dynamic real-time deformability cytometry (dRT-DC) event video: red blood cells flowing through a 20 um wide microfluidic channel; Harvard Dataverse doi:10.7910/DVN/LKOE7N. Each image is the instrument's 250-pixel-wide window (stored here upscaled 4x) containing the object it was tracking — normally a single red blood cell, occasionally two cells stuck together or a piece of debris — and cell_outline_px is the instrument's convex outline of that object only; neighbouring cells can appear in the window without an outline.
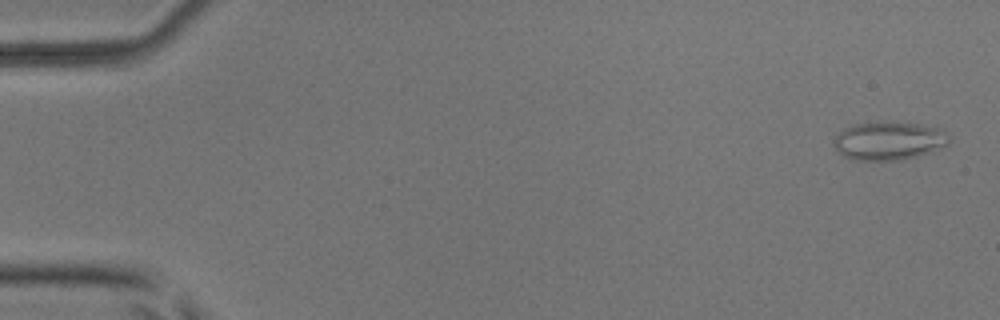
{"species": "common noctule bat (a hibernating species)", "species_latin": "Nyctalus noctula", "temperature_condition": "room temperature", "stored_images_in_passage": 53, "camera_frame_rate_fps": 3000, "um_per_image_px": 0.085, "animal": {"sex": "male", "body_mass_g": 17.9, "forearm_length_mm": 54.2}, "frame": {"image": 1, "passage_image": 2, "time_ms": 0.333, "image_size_px": [1000, 320], "cell_outline_px": [[948, 144], [928, 152], [916, 156], [896, 160], [856, 160], [844, 156], [832, 144], [832, 140], [844, 128], [852, 124], [920, 124], [940, 128], [948, 132]], "centroid_in_image_um": [75.53, 11.99], "position_along_channel_um": 9.5, "area_um2": 24.97}}
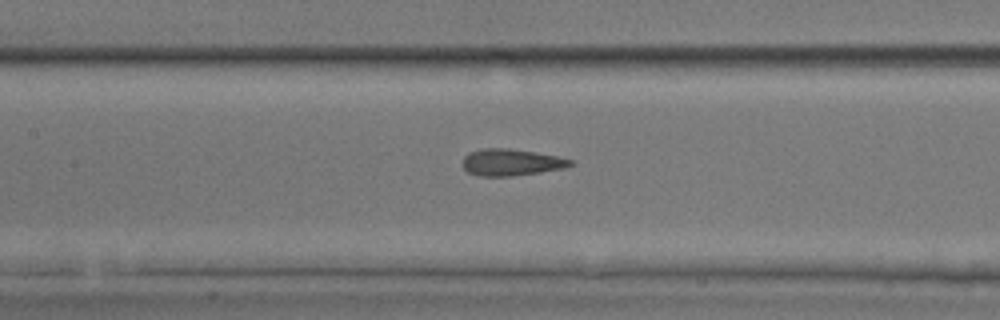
{"frame": {"image": 2, "passage_image": 25, "time_ms": 8.0, "image_size_px": [1000, 320], "cell_outline_px": [[576, 164], [564, 168], [540, 172], [512, 176], [480, 176], [468, 172], [464, 168], [464, 156], [468, 152], [480, 148], [508, 148], [536, 152], [556, 156], [572, 160]], "centroid_in_image_um": [43.46, 13.79], "position_along_channel_um": 163.9, "area_um2": 16.82}}
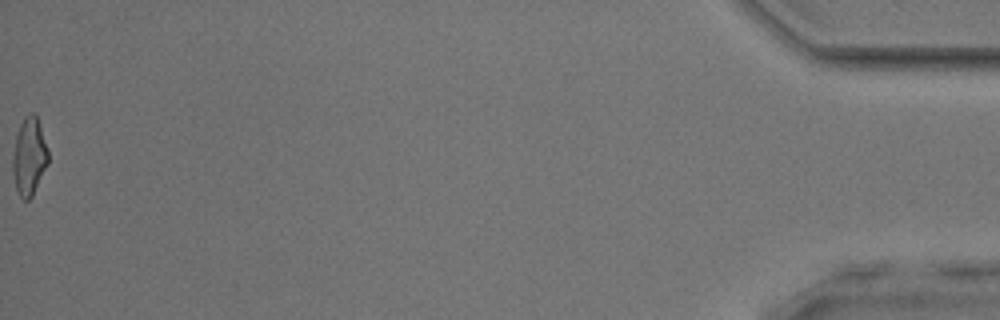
{"frame": {"image": 3, "passage_image": 53, "time_ms": 17.333, "image_size_px": [1000, 320], "cell_outline_px": [[48, 164], [32, 196], [28, 200], [24, 200], [20, 196], [16, 188], [12, 172], [12, 156], [16, 136], [20, 124], [24, 116], [28, 112], [36, 112], [48, 148]], "centroid_in_image_um": [2.48, 13.25], "position_along_channel_um": 432.7, "area_um2": 16.3}, "authors_computed_cell_mechanics": {"area_um2": 16.8776, "velocity_mm_per_s": 3.9543, "shape_relaxation_time_tau1_ms": null, "shape_relaxation_time_tau2_ms": 1.1459, "deformation_change_tau1": null, "deformation_change_tau2": 0.0894}}